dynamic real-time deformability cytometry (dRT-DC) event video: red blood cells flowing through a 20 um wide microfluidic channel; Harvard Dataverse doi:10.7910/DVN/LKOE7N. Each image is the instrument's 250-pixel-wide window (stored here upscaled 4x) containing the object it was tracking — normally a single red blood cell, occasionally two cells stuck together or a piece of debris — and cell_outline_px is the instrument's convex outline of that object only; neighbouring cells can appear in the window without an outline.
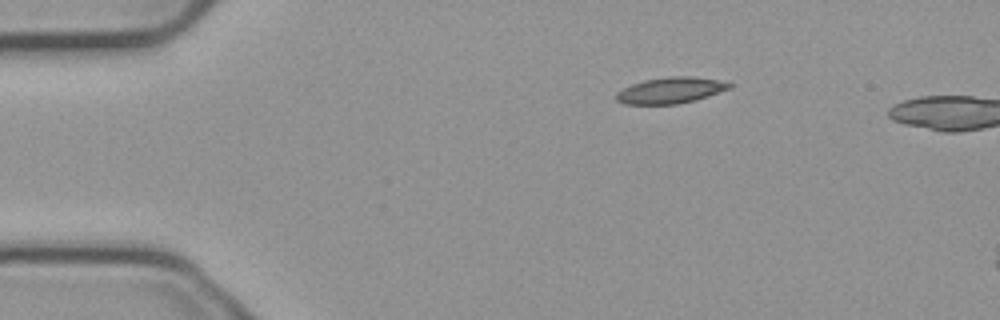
{"species": "common noctule bat (a hibernating species)", "species_latin": "Nyctalus noctula", "temperature_condition": "cold", "stored_images_in_passage": 4, "camera_frame_rate_fps": 3000, "um_per_image_px": 0.085, "animal": {"sex": "male", "body_mass_g": 23.1, "forearm_length_mm": 52.7}, "frame": {"image": 1, "passage_image": 1, "time_ms": 0.0, "image_size_px": [1000, 320], "cell_outline_px": [[736, 84], [732, 88], [696, 100], [676, 104], [624, 104], [616, 100], [616, 92], [632, 84], [644, 80], [668, 76], [692, 76], [716, 80]], "centroid_in_image_um": [57.02, 7.68], "position_along_channel_um": 28.0, "area_um2": 17.28}}